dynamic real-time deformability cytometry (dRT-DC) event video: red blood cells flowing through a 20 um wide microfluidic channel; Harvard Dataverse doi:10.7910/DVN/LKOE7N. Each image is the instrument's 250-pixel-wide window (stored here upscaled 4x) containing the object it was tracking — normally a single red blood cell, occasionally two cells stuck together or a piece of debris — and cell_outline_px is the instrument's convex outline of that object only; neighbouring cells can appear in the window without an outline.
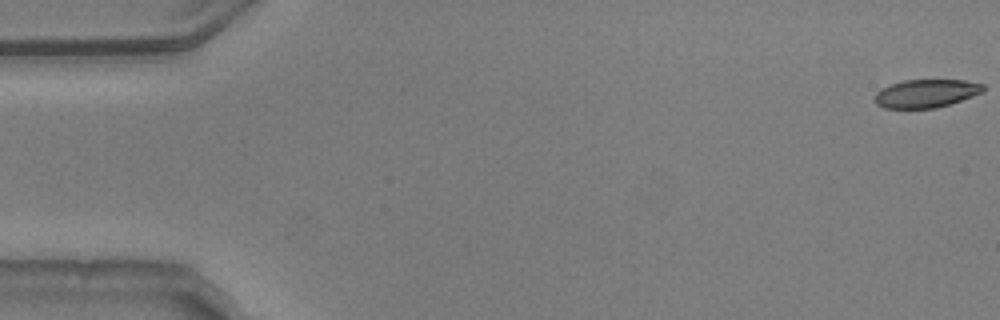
{"species": "common noctule bat (a hibernating species)", "species_latin": "Nyctalus noctula", "temperature_condition": "warm", "stored_images_in_passage": 54, "camera_frame_rate_fps": 3000, "um_per_image_px": 0.085, "animal": {"sex": "male", "body_mass_g": 20.5, "forearm_length_mm": 52.5}, "frame": {"image": 1, "passage_image": 1, "time_ms": 0.0, "image_size_px": [1000, 320], "cell_outline_px": [[984, 92], [936, 108], [884, 108], [876, 104], [876, 92], [892, 84], [904, 80], [964, 80], [984, 84]], "centroid_in_image_um": [78.74, 7.94], "position_along_channel_um": 6.3, "area_um2": 17.57}}
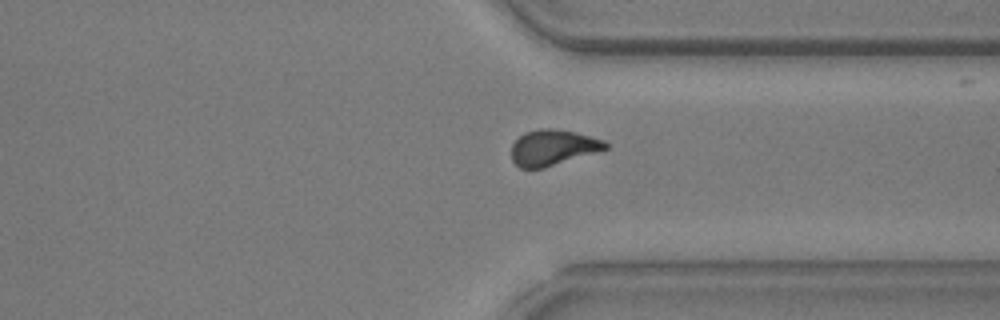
{"frame": {"image": 2, "passage_image": 41, "time_ms": 13.333, "image_size_px": [1000, 320], "cell_outline_px": [[608, 148], [544, 168], [520, 168], [512, 160], [512, 144], [524, 132], [540, 128], [552, 128], [576, 132], [604, 140], [608, 144]], "centroid_in_image_um": [46.98, 12.53], "position_along_channel_um": 364.4, "area_um2": 19.42}}
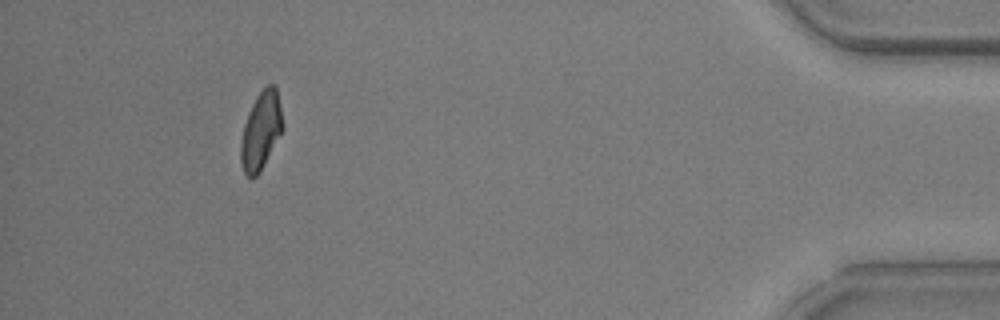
{"frame": {"image": 3, "passage_image": 50, "time_ms": 16.333, "image_size_px": [1000, 320], "cell_outline_px": [[284, 128], [260, 172], [252, 180], [244, 172], [240, 160], [240, 140], [244, 124], [252, 104], [260, 92], [268, 84], [276, 84]], "centroid_in_image_um": [22.18, 11.13], "position_along_channel_um": 413.0, "area_um2": 19.02}, "authors_computed_cell_mechanics": {"area_um2": 19.7965, "velocity_mm_per_s": 3.7663, "shape_relaxation_time_tau1_ms": 3.7823, "shape_relaxation_time_tau2_ms": 2.1111, "deformation_change_tau1": 0.1556, "deformation_change_tau2": 0.0931}}